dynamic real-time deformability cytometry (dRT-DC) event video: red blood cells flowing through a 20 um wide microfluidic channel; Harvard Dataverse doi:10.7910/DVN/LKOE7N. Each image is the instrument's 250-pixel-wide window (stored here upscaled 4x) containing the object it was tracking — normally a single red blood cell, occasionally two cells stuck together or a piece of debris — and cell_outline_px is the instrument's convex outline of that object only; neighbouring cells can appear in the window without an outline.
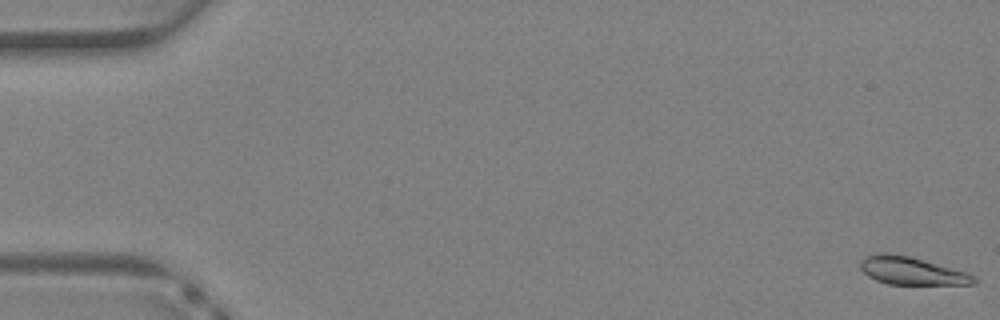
{"species": "Egyptian fruit bat (a non-hibernating species)", "species_latin": "Rousettus aegyptiacus", "temperature_condition": "warm", "stored_images_in_passage": 39, "camera_frame_rate_fps": 3000, "um_per_image_px": 0.085, "animal": {"sex": "female"}, "frame": {"image": 1, "passage_image": 1, "time_ms": 0.0, "image_size_px": [1000, 320], "cell_outline_px": [[976, 284], [888, 284], [876, 280], [868, 276], [860, 268], [860, 260], [864, 256], [880, 252], [884, 252], [908, 256], [968, 272], [976, 276]], "centroid_in_image_um": [77.48, 23.01], "position_along_channel_um": 7.5, "area_um2": 18.38}}
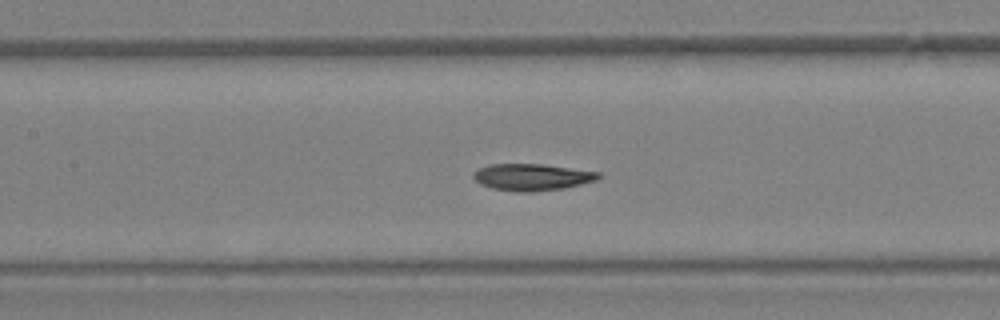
{"frame": {"image": 2, "passage_image": 18, "time_ms": 5.667, "image_size_px": [1000, 320], "cell_outline_px": [[600, 176], [596, 180], [564, 188], [532, 192], [516, 192], [492, 188], [480, 184], [472, 176], [480, 168], [488, 164], [544, 164], [600, 172]], "centroid_in_image_um": [45.22, 15.05], "position_along_channel_um": 162.2, "area_um2": 19.42}}
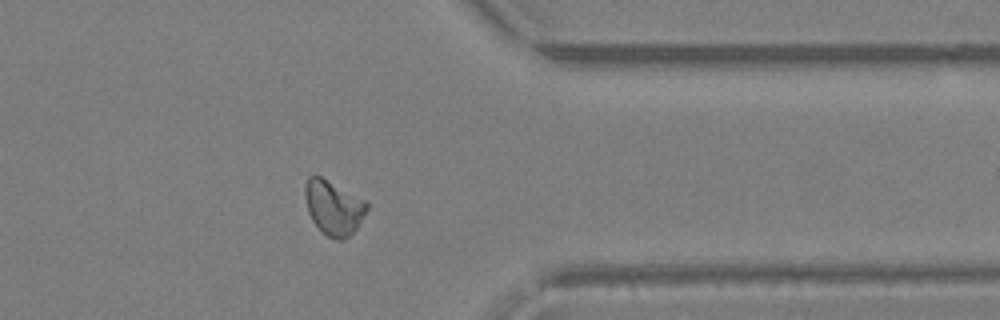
{"frame": {"image": 3, "passage_image": 31, "time_ms": 10.0, "image_size_px": [1000, 320], "cell_outline_px": [[368, 208], [360, 224], [344, 240], [336, 240], [328, 236], [312, 220], [308, 212], [304, 196], [304, 184], [308, 176], [320, 176], [364, 200], [368, 204]], "centroid_in_image_um": [28.33, 17.64], "position_along_channel_um": 383.1, "area_um2": 19.36}}